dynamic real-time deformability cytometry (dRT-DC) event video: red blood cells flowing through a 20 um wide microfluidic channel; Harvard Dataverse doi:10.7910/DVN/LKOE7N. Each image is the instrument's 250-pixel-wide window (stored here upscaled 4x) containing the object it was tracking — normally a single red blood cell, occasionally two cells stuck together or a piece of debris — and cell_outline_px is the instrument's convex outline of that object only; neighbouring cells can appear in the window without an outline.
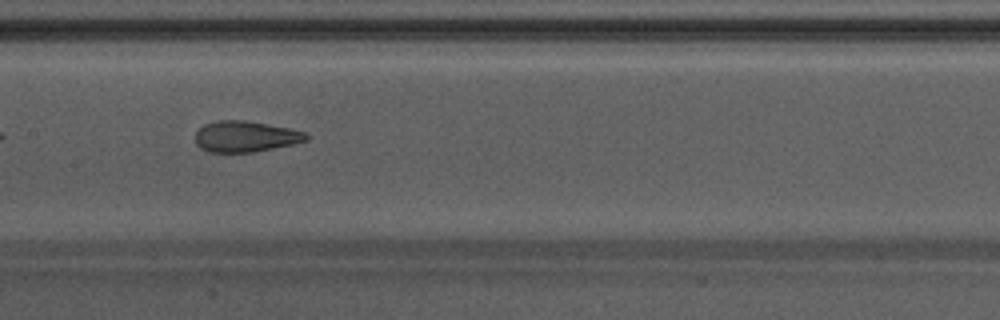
{"species": "Egyptian fruit bat (a non-hibernating species)", "species_latin": "Rousettus aegyptiacus", "temperature_condition": "warm", "stored_images_in_passage": 33, "camera_frame_rate_fps": 3000, "um_per_image_px": 0.085, "animal": {"sex": "male"}, "frame": {"image": 1, "passage_image": 10, "time_ms": 3.0, "image_size_px": [1000, 320], "cell_outline_px": [[312, 136], [308, 140], [292, 144], [252, 152], [208, 152], [200, 148], [196, 144], [196, 132], [204, 124], [216, 120], [244, 120], [288, 128], [304, 132]], "centroid_in_image_um": [20.85, 11.6], "position_along_channel_um": 186.6, "area_um2": 19.94}}
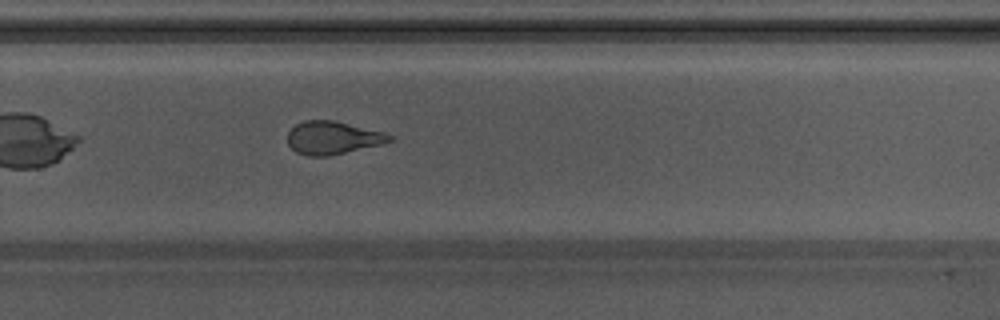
{"frame": {"image": 2, "passage_image": 19, "time_ms": 6.0, "image_size_px": [1000, 320], "cell_outline_px": [[392, 140], [380, 144], [328, 156], [308, 156], [296, 152], [288, 144], [288, 132], [296, 124], [304, 120], [332, 120], [388, 132], [392, 136]], "centroid_in_image_um": [28.28, 11.7], "position_along_channel_um": 301.5, "area_um2": 19.54}}